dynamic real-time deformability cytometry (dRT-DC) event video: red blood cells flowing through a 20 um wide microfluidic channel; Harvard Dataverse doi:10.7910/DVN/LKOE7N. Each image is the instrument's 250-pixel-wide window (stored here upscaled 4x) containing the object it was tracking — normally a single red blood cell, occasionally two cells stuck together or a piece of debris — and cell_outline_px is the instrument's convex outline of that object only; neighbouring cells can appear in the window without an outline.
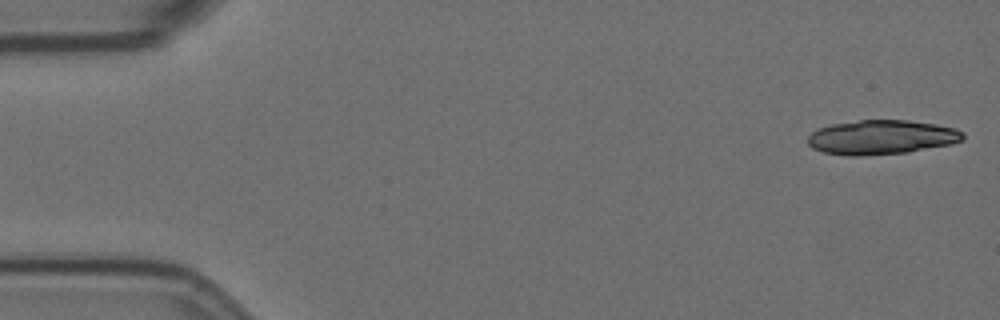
{"species": "Egyptian fruit bat (a non-hibernating species)", "species_latin": "Rousettus aegyptiacus", "temperature_condition": "room temperature", "stored_images_in_passage": 18, "camera_frame_rate_fps": 3000, "um_per_image_px": 0.085, "animal": {"sex": "female"}, "frame": {"image": 1, "passage_image": 1, "time_ms": 0.0, "image_size_px": [1000, 320], "cell_outline_px": [[964, 140], [952, 144], [908, 152], [860, 156], [848, 156], [824, 152], [812, 148], [808, 144], [808, 136], [816, 128], [832, 124], [860, 120], [908, 120], [936, 124], [956, 128], [964, 132]], "centroid_in_image_um": [74.94, 11.66], "position_along_channel_um": 10.1, "area_um2": 31.33}}